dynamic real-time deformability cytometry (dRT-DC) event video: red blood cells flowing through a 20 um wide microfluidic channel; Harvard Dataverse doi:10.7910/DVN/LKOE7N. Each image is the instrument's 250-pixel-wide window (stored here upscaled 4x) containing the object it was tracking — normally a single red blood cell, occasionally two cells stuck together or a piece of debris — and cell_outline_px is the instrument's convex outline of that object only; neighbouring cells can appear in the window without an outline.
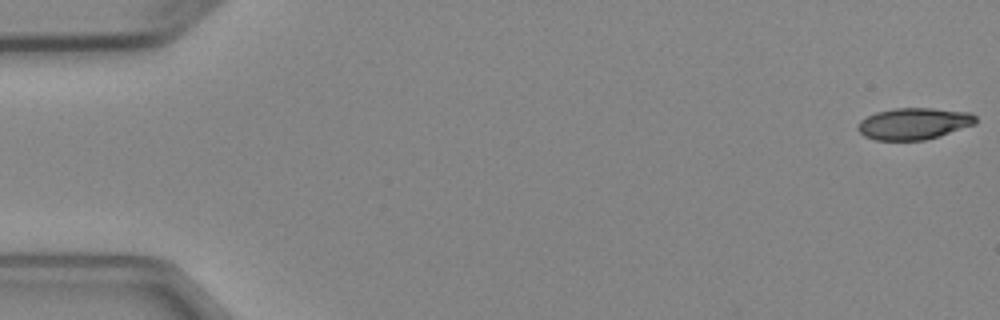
{"species": "Egyptian fruit bat (a non-hibernating species)", "species_latin": "Rousettus aegyptiacus", "temperature_condition": "cold", "stored_images_in_passage": 5, "camera_frame_rate_fps": 3000, "um_per_image_px": 0.085, "animal": {"sex": "female"}, "frame": {"image": 1, "passage_image": 1, "time_ms": 0.0, "image_size_px": [1000, 320], "cell_outline_px": [[976, 124], [940, 136], [924, 140], [876, 140], [864, 136], [856, 128], [856, 124], [860, 120], [876, 112], [896, 108], [932, 108], [968, 112], [976, 116]], "centroid_in_image_um": [77.66, 10.51], "position_along_channel_um": 7.3, "area_um2": 21.79}}
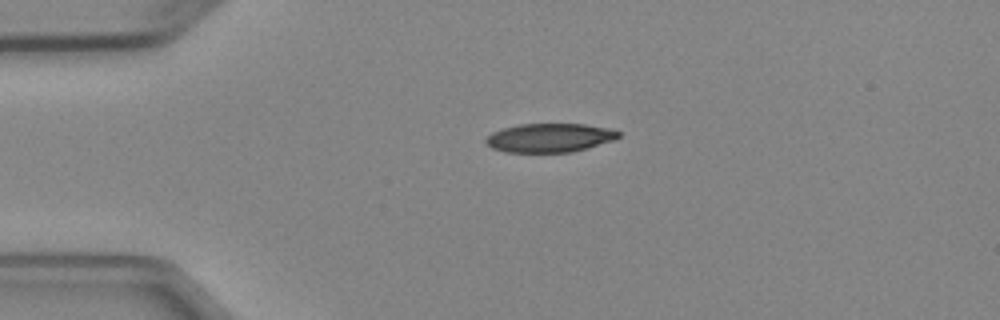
{"frame": {"image": 2, "passage_image": 4, "time_ms": 3.667, "image_size_px": [1000, 320], "cell_outline_px": [[620, 136], [616, 140], [588, 148], [572, 152], [504, 152], [492, 148], [484, 140], [492, 132], [504, 128], [520, 124], [584, 124], [608, 128], [620, 132]], "centroid_in_image_um": [46.75, 11.71], "position_along_channel_um": 38.3, "area_um2": 22.31}}